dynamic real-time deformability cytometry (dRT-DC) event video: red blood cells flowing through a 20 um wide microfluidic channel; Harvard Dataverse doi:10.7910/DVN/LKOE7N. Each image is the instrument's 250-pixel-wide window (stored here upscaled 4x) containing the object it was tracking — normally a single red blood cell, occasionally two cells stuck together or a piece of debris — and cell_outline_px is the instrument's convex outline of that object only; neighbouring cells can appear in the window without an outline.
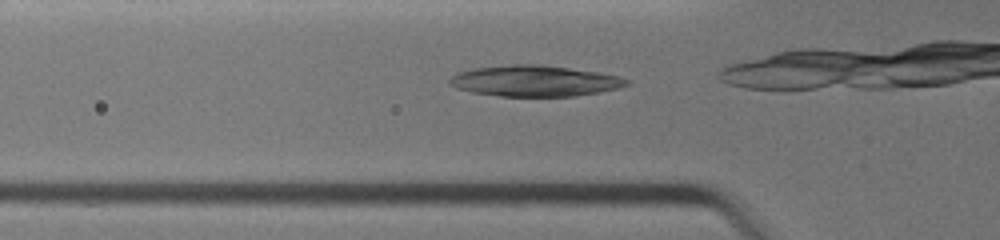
{"species": "common noctule bat (a hibernating species)", "species_latin": "Nyctalus noctula", "temperature_condition": "warm", "stored_images_in_passage": 21, "camera_frame_rate_fps": 3000, "um_per_image_px": 0.085, "animal": {"sex": "female", "body_mass_g": 19.0, "forearm_length_mm": 51.5}, "frame": {"image": 1, "passage_image": 4, "time_ms": 1.0, "image_size_px": [1000, 240], "cell_outline_px": [[632, 84], [600, 92], [576, 96], [500, 96], [472, 92], [456, 88], [448, 84], [448, 80], [452, 76], [460, 72], [472, 68], [508, 64], [540, 64], [596, 72], [620, 76], [632, 80]], "centroid_in_image_um": [45.46, 6.87], "position_along_channel_um": 80.3, "area_um2": 32.08}}
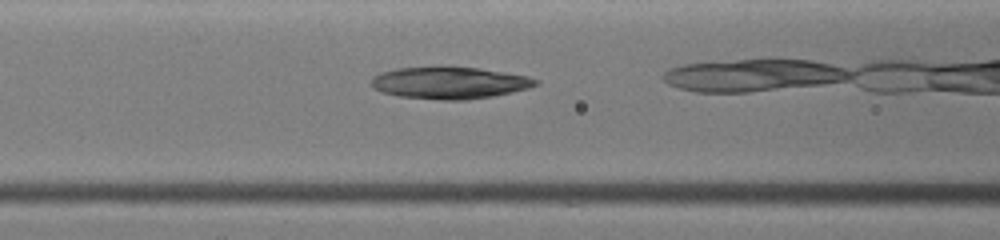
{"frame": {"image": 2, "passage_image": 7, "time_ms": 2.0, "image_size_px": [1000, 240], "cell_outline_px": [[540, 80], [536, 84], [528, 88], [512, 92], [492, 96], [468, 100], [440, 100], [400, 96], [384, 92], [376, 88], [372, 84], [372, 76], [380, 72], [396, 68], [480, 68], [528, 76]], "centroid_in_image_um": [38.24, 7.05], "position_along_channel_um": 128.4, "area_um2": 30.06}}